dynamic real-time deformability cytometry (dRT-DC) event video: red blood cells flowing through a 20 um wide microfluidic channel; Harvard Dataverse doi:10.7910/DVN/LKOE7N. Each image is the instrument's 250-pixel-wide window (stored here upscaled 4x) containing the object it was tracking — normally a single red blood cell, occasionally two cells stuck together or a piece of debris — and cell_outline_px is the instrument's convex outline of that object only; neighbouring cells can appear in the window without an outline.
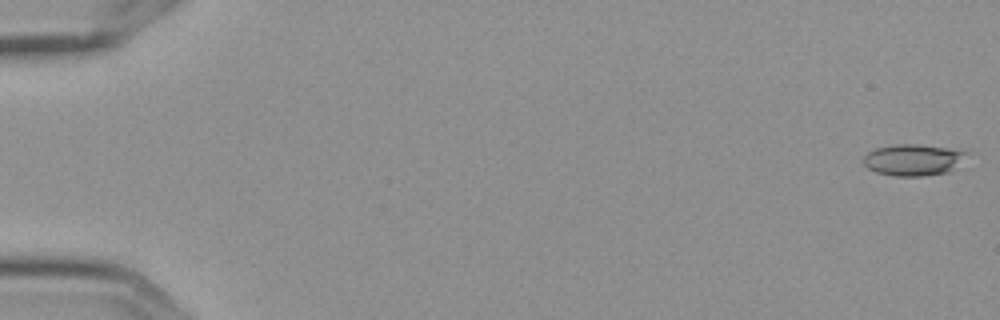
{"species": "Egyptian fruit bat (a non-hibernating species)", "species_latin": "Rousettus aegyptiacus", "temperature_condition": "cold", "stored_images_in_passage": 6, "camera_frame_rate_fps": 3000, "um_per_image_px": 0.085, "frame": {"image": 1, "passage_image": 1, "time_ms": 0.0, "image_size_px": [1000, 320], "cell_outline_px": [[968, 152], [948, 172], [924, 176], [896, 176], [876, 172], [868, 168], [864, 164], [864, 156], [868, 152], [876, 148], [896, 144], [916, 144], [968, 148]], "centroid_in_image_um": [77.66, 13.56], "position_along_channel_um": 7.3, "area_um2": 19.07}}
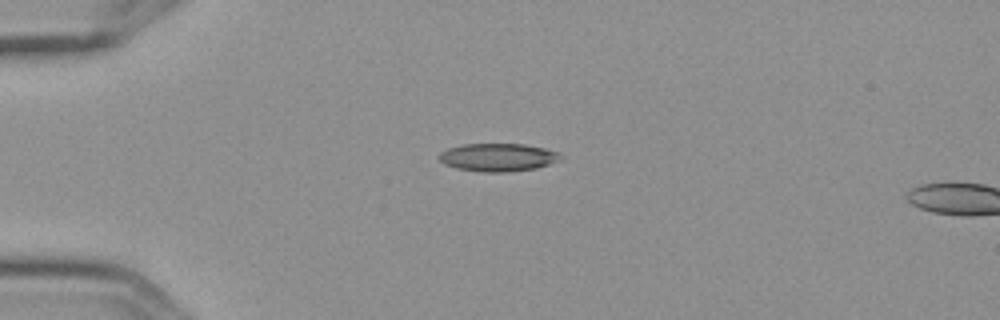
{"frame": {"image": 2, "passage_image": 5, "time_ms": 1.333, "image_size_px": [1000, 320], "cell_outline_px": [[560, 160], [536, 168], [504, 172], [484, 172], [456, 168], [444, 164], [440, 160], [440, 152], [448, 148], [464, 144], [524, 144], [544, 148], [556, 152], [560, 156]], "centroid_in_image_um": [42.29, 13.37], "position_along_channel_um": 42.7, "area_um2": 19.54}}